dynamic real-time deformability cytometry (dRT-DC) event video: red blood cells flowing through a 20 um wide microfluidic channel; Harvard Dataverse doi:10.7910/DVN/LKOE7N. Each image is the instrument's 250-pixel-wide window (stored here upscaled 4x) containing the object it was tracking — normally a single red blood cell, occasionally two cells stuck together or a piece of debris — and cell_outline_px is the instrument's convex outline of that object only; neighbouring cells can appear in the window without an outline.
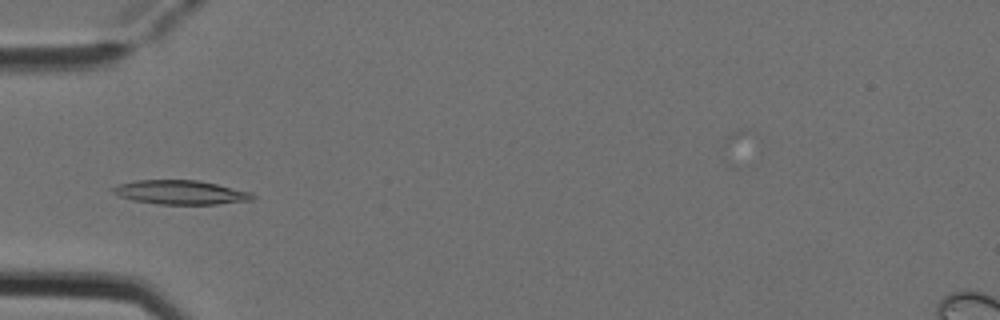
{"species": "Egyptian fruit bat (a non-hibernating species)", "species_latin": "Rousettus aegyptiacus", "temperature_condition": "cold", "stored_images_in_passage": 6, "camera_frame_rate_fps": 3000, "um_per_image_px": 0.085, "animal": {"sex": "female"}, "frame": {"image": 1, "passage_image": 3, "time_ms": 0.667, "image_size_px": [1000, 320], "cell_outline_px": [[256, 200], [216, 204], [160, 204], [132, 200], [120, 196], [112, 192], [112, 188], [120, 184], [136, 180], [196, 180], [216, 184], [252, 192], [256, 196]], "centroid_in_image_um": [15.4, 16.35], "position_along_channel_um": 69.6, "area_um2": 19.54}}
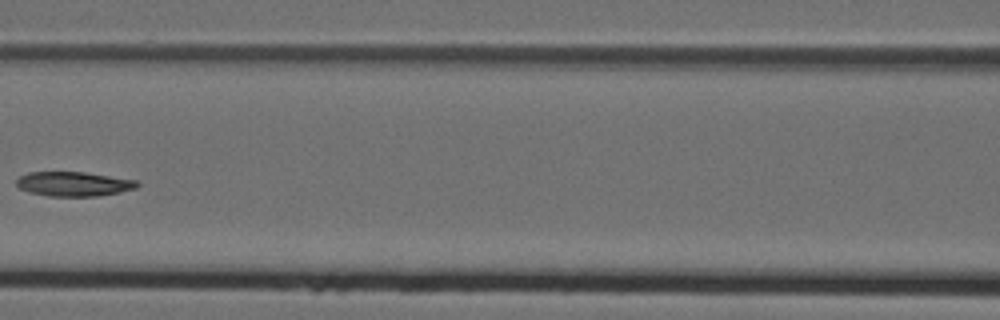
{"frame": {"image": 2, "passage_image": 5, "time_ms": 1.333, "image_size_px": [1000, 320], "cell_outline_px": [[140, 184], [136, 188], [120, 192], [96, 196], [48, 196], [28, 192], [20, 188], [16, 184], [16, 180], [20, 176], [28, 172], [84, 172], [136, 180]], "centroid_in_image_um": [6.25, 15.63], "position_along_channel_um": 160.4, "area_um2": 17.17}}
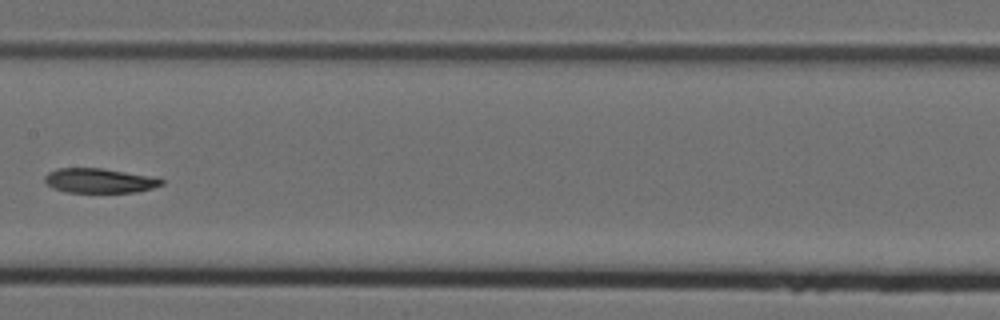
{"frame": {"image": 3, "passage_image": 6, "time_ms": 1.667, "image_size_px": [1000, 320], "cell_outline_px": [[164, 184], [152, 188], [136, 192], [64, 192], [52, 188], [44, 180], [44, 176], [48, 172], [56, 168], [104, 168], [156, 176], [164, 180]], "centroid_in_image_um": [8.48, 15.34], "position_along_channel_um": 198.9, "area_um2": 17.05}}